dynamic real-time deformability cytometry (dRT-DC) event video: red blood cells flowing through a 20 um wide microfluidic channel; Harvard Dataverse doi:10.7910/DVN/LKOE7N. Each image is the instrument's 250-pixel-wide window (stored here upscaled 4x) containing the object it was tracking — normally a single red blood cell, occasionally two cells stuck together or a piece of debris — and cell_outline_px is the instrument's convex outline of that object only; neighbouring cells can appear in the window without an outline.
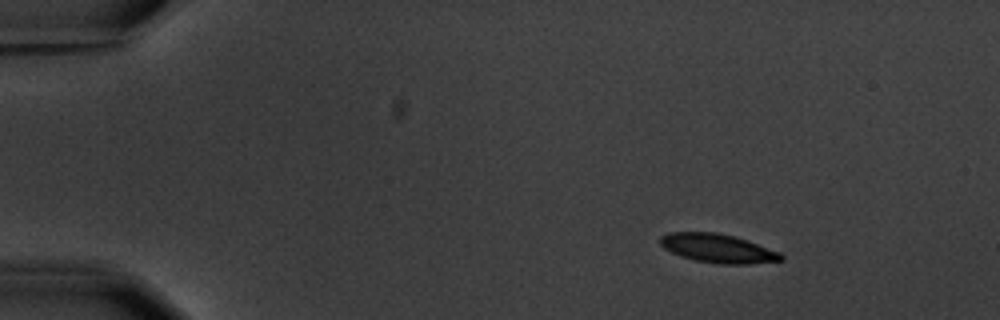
{"species": "common noctule bat (a hibernating species)", "species_latin": "Nyctalus noctula", "temperature_condition": "warm", "stored_images_in_passage": 6, "camera_frame_rate_fps": 3000, "um_per_image_px": 0.085, "animal": {"sex": "male", "body_mass_g": 20.1, "forearm_length_mm": 53.5}, "frame": {"image": 1, "passage_image": 2, "time_ms": 1.0, "image_size_px": [1000, 320], "cell_outline_px": [[784, 260], [748, 264], [720, 264], [696, 260], [680, 256], [664, 248], [660, 244], [660, 236], [668, 232], [716, 232], [748, 240], [780, 252], [784, 256]], "centroid_in_image_um": [61.02, 21.11], "position_along_channel_um": 24.0, "area_um2": 20.29}}
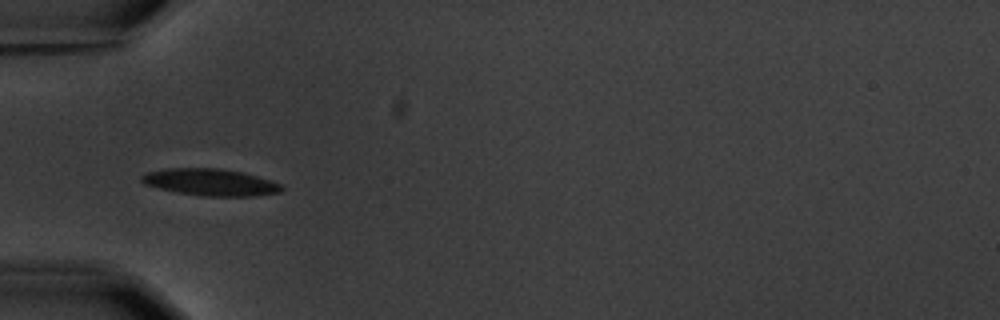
{"frame": {"image": 2, "passage_image": 5, "time_ms": 4.667, "image_size_px": [1000, 320], "cell_outline_px": [[284, 188], [280, 192], [256, 196], [200, 196], [176, 192], [144, 184], [140, 180], [140, 176], [148, 172], [168, 168], [220, 168], [240, 172], [272, 180], [280, 184]], "centroid_in_image_um": [17.89, 15.49], "position_along_channel_um": 67.1, "area_um2": 21.91}}
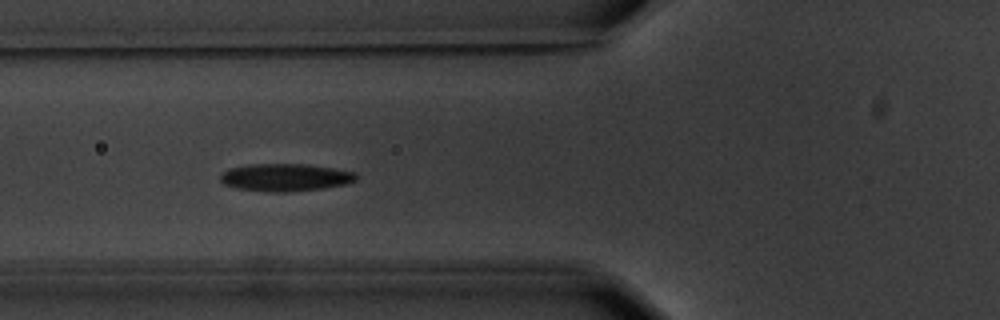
{"frame": {"image": 3, "passage_image": 6, "time_ms": 5.667, "image_size_px": [1000, 320], "cell_outline_px": [[356, 180], [348, 184], [324, 188], [288, 192], [268, 192], [236, 188], [224, 184], [220, 180], [220, 172], [228, 168], [248, 164], [304, 164], [332, 168], [356, 172]], "centroid_in_image_um": [24.22, 15.08], "position_along_channel_um": 101.6, "area_um2": 22.02}}